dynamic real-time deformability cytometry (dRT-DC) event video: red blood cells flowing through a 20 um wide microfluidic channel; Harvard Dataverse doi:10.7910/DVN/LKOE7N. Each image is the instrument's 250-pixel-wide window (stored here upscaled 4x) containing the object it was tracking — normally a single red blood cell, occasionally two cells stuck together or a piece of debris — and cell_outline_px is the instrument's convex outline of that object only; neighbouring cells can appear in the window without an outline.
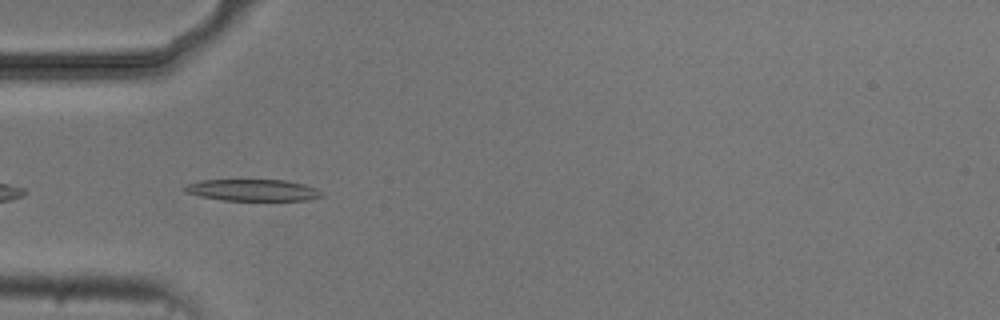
{"species": "common noctule bat (a hibernating species)", "species_latin": "Nyctalus noctula", "temperature_condition": "cold", "stored_images_in_passage": 5, "camera_frame_rate_fps": 3000, "um_per_image_px": 0.085, "animal": {"sex": "male", "body_mass_g": 20.5, "forearm_length_mm": 52.5}, "frame": {"image": 1, "passage_image": 5, "time_ms": 4.333, "image_size_px": [1000, 320], "cell_outline_px": [[324, 196], [308, 200], [224, 200], [200, 196], [184, 192], [180, 188], [188, 184], [200, 180], [284, 180], [304, 184], [316, 188], [324, 192]], "centroid_in_image_um": [21.49, 16.16], "position_along_channel_um": 63.5, "area_um2": 17.34}}